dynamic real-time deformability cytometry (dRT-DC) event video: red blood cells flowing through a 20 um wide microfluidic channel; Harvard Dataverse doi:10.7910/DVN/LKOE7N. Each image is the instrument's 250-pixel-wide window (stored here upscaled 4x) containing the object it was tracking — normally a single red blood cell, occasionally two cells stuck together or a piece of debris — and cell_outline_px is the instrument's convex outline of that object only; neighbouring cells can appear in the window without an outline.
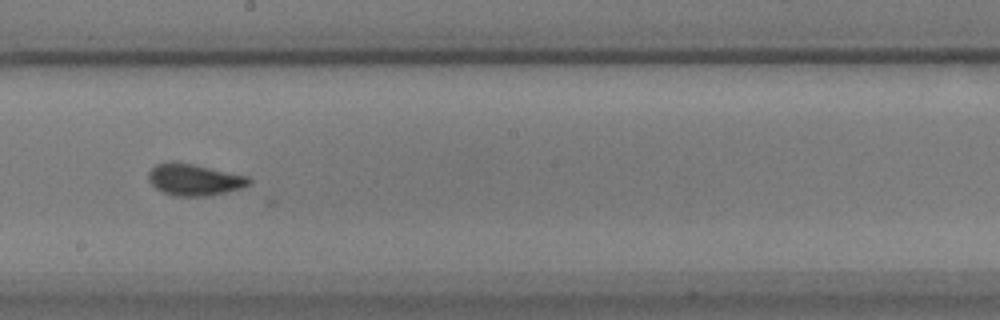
{"species": "common noctule bat (a hibernating species)", "species_latin": "Nyctalus noctula", "temperature_condition": "warm", "stored_images_in_passage": 49, "camera_frame_rate_fps": 3000, "um_per_image_px": 0.085, "animal": {"sex": "male", "body_mass_g": 17.9}, "frame": {"image": 1, "passage_image": 32, "time_ms": 10.333, "image_size_px": [1000, 320], "cell_outline_px": [[252, 184], [244, 188], [208, 196], [172, 196], [156, 188], [148, 180], [148, 172], [156, 164], [172, 160], [192, 164], [248, 176], [252, 180]], "centroid_in_image_um": [16.53, 15.27], "position_along_channel_um": 231.7, "area_um2": 18.73}}